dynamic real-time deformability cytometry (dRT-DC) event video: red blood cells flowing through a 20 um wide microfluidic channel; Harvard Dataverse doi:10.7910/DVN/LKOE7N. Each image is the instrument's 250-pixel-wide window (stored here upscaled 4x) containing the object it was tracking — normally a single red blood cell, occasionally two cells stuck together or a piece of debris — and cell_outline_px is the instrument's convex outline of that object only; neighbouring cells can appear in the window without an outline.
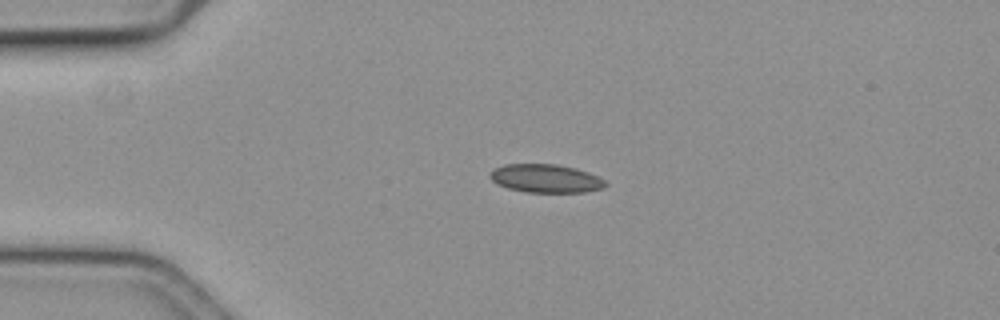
{"species": "common noctule bat (a hibernating species)", "species_latin": "Nyctalus noctula", "temperature_condition": "cold", "stored_images_in_passage": 16, "camera_frame_rate_fps": 3000, "um_per_image_px": 0.085, "animal": {"sex": "female", "body_mass_g": 19.3, "forearm_length_mm": 54.1}, "frame": {"image": 1, "passage_image": 13, "time_ms": 4.0, "image_size_px": [1000, 320], "cell_outline_px": [[608, 184], [604, 188], [584, 192], [524, 192], [508, 188], [496, 184], [488, 176], [496, 168], [504, 164], [556, 164], [576, 168], [588, 172], [604, 180]], "centroid_in_image_um": [46.39, 15.17], "position_along_channel_um": 38.6, "area_um2": 19.07}}